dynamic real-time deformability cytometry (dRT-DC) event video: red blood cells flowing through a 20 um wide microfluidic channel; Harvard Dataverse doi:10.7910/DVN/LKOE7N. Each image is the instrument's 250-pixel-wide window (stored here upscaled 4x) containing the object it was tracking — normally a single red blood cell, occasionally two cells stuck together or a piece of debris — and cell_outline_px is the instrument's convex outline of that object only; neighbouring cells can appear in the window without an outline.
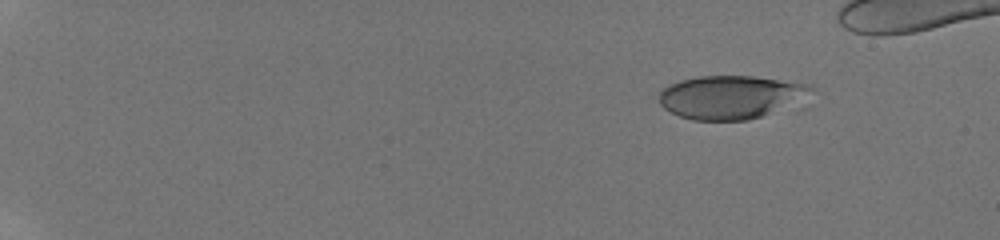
{"species": "human", "species_latin": "Homo sapiens", "temperature_condition": "room temperature", "stored_images_in_passage": 20, "camera_frame_rate_fps": 3000, "um_per_image_px": 0.085, "donor": {"sex": "male"}, "frame": {"image": 1, "passage_image": 1, "time_ms": 0.0, "image_size_px": [1000, 240], "cell_outline_px": [[816, 88], [760, 116], [748, 120], [692, 120], [680, 116], [664, 108], [660, 104], [660, 92], [668, 84], [680, 80], [700, 76], [752, 76], [812, 84]], "centroid_in_image_um": [61.97, 8.22], "position_along_channel_um": 23.0, "area_um2": 37.11}}
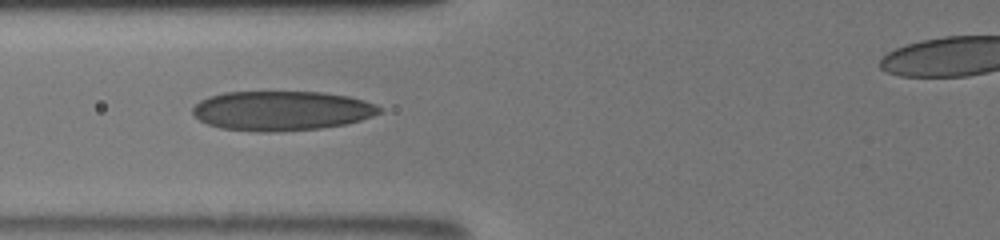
{"frame": {"image": 2, "passage_image": 11, "time_ms": 3.333, "image_size_px": [1000, 240], "cell_outline_px": [[384, 108], [380, 112], [372, 116], [360, 120], [344, 124], [320, 128], [272, 132], [260, 132], [220, 128], [208, 124], [200, 120], [192, 112], [192, 108], [200, 100], [208, 96], [224, 92], [320, 92], [348, 96], [376, 104]], "centroid_in_image_um": [23.92, 9.41], "position_along_channel_um": 101.9, "area_um2": 43.0}}
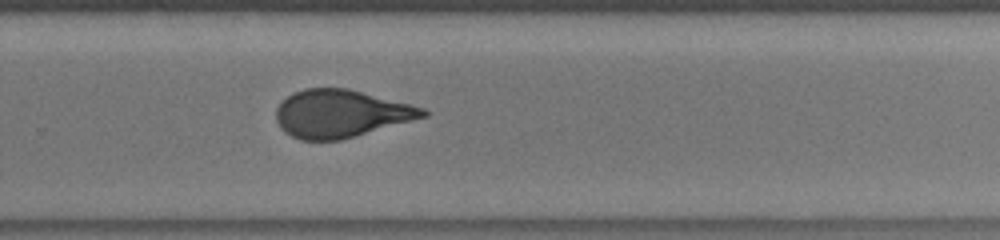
{"frame": {"image": 3, "passage_image": 20, "time_ms": 6.333, "image_size_px": [1000, 240], "cell_outline_px": [[428, 116], [340, 140], [300, 140], [284, 132], [280, 128], [276, 120], [276, 108], [292, 92], [304, 88], [348, 88], [424, 108], [428, 112]], "centroid_in_image_um": [28.94, 9.66], "position_along_channel_um": 300.9, "area_um2": 40.58}}